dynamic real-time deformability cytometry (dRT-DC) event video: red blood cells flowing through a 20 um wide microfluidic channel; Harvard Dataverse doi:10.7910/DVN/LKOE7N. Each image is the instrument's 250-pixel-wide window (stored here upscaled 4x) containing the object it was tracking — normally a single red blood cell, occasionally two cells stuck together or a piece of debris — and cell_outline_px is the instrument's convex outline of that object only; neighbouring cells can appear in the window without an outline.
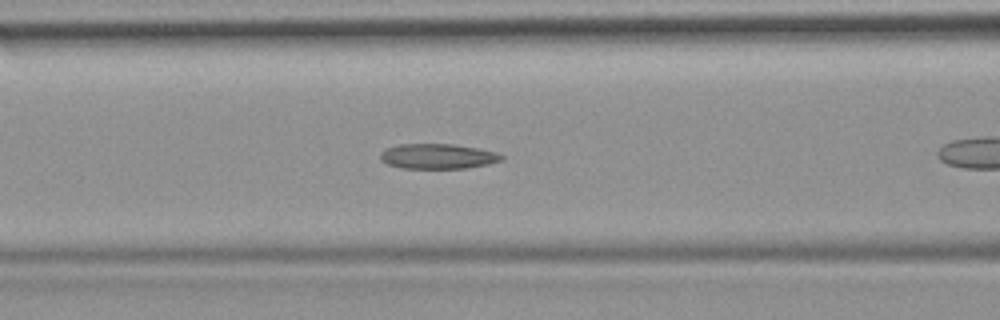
{"species": "common noctule bat (a hibernating species)", "species_latin": "Nyctalus noctula", "temperature_condition": "room temperature", "stored_images_in_passage": 30, "camera_frame_rate_fps": 3000, "um_per_image_px": 0.085, "animal": {"sex": "female", "body_mass_g": 19.9}, "frame": {"image": 1, "passage_image": 9, "time_ms": 2.667, "image_size_px": [1000, 320], "cell_outline_px": [[504, 156], [500, 160], [488, 164], [468, 168], [400, 168], [388, 164], [380, 160], [380, 152], [388, 148], [400, 144], [452, 144], [476, 148], [496, 152]], "centroid_in_image_um": [37.18, 13.29], "position_along_channel_um": 129.4, "area_um2": 17.57}}
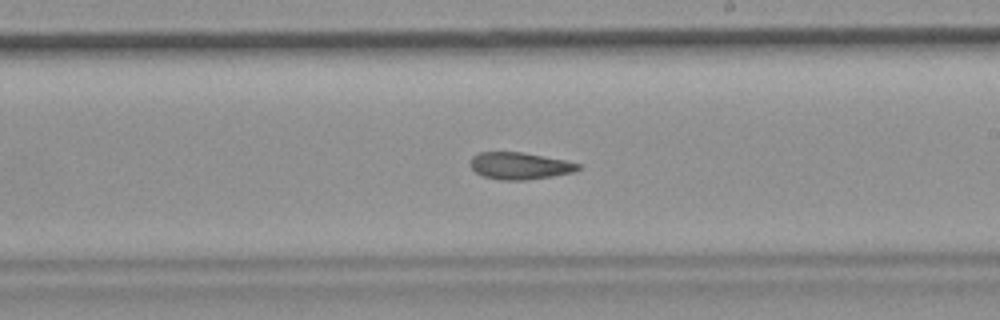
{"frame": {"image": 2, "passage_image": 18, "time_ms": 5.667, "image_size_px": [1000, 320], "cell_outline_px": [[580, 168], [572, 172], [552, 176], [524, 180], [500, 180], [484, 176], [476, 172], [472, 168], [472, 156], [480, 152], [524, 152], [564, 160], [580, 164]], "centroid_in_image_um": [44.18, 14.09], "position_along_channel_um": 244.8, "area_um2": 16.7}}